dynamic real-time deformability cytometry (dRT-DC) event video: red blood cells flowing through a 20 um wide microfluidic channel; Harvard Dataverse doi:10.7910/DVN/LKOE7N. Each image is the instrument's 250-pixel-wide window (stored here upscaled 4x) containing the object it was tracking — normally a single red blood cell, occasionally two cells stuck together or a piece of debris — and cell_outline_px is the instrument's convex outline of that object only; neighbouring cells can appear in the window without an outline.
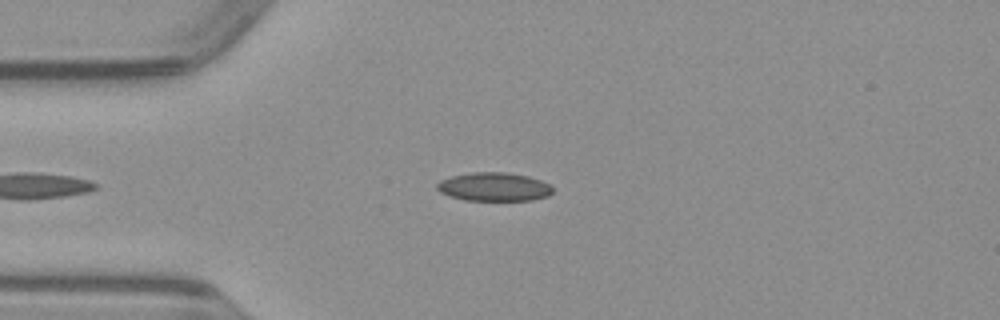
{"species": "common noctule bat (a hibernating species)", "species_latin": "Nyctalus noctula", "temperature_condition": "warm", "stored_images_in_passage": 38, "camera_frame_rate_fps": 3000, "um_per_image_px": 0.085, "animal": {"sex": "male", "body_mass_g": 23.1, "forearm_length_mm": 52.7}, "frame": {"image": 1, "passage_image": 3, "time_ms": 0.667, "image_size_px": [1000, 320], "cell_outline_px": [[552, 192], [548, 196], [532, 200], [464, 200], [448, 196], [440, 192], [436, 188], [436, 184], [440, 180], [452, 176], [472, 172], [508, 172], [528, 176], [540, 180], [548, 184], [552, 188]], "centroid_in_image_um": [41.96, 15.88], "position_along_channel_um": 43.0, "area_um2": 19.31}}
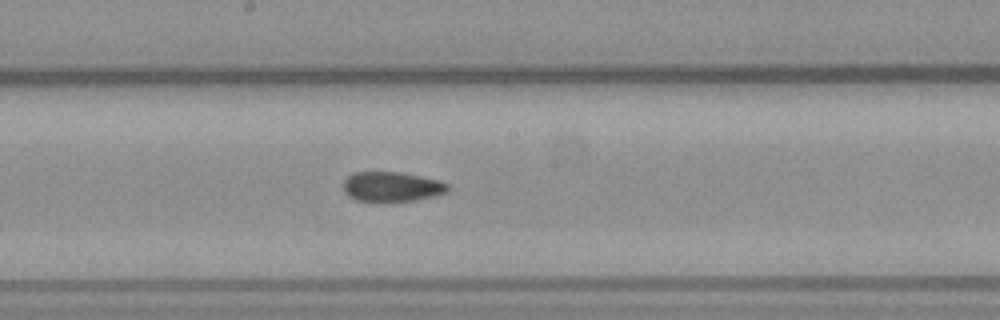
{"frame": {"image": 2, "passage_image": 17, "time_ms": 5.333, "image_size_px": [1000, 320], "cell_outline_px": [[448, 192], [436, 196], [416, 200], [392, 204], [376, 204], [356, 200], [348, 196], [344, 192], [344, 180], [352, 172], [400, 172], [420, 176], [436, 180], [448, 184]], "centroid_in_image_um": [33.26, 15.93], "position_along_channel_um": 214.9, "area_um2": 18.96}}
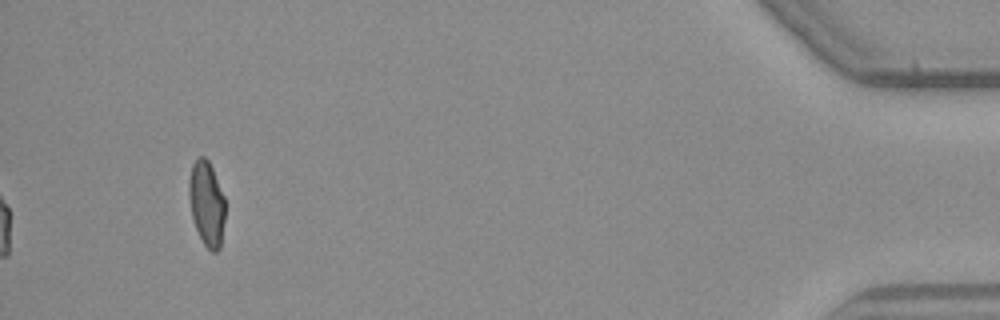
{"frame": {"image": 3, "passage_image": 38, "time_ms": 12.333, "image_size_px": [1000, 320], "cell_outline_px": [[224, 220], [220, 248], [216, 252], [212, 252], [204, 244], [196, 228], [192, 216], [188, 192], [188, 180], [192, 164], [200, 156], [204, 156], [208, 160], [212, 168], [224, 196]], "centroid_in_image_um": [17.55, 17.28], "position_along_channel_um": 417.6, "area_um2": 17.74}}